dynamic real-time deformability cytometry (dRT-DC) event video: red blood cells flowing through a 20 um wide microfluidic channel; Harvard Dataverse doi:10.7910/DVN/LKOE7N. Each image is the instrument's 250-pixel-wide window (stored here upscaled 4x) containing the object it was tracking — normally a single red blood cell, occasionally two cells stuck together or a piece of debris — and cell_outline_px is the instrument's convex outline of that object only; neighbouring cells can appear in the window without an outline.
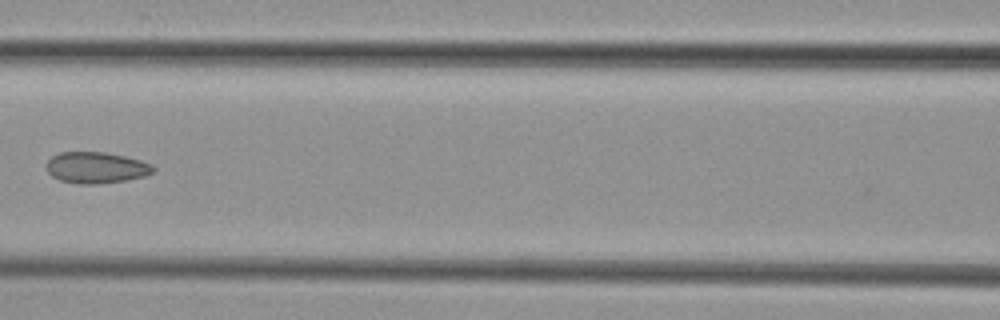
{"species": "common noctule bat (a hibernating species)", "species_latin": "Nyctalus noctula", "temperature_condition": "cold", "stored_images_in_passage": 8, "camera_frame_rate_fps": 3000, "um_per_image_px": 0.085, "animal": {"sex": "female", "body_mass_g": 29.2, "forearm_length_mm": 56.3}, "frame": {"image": 1, "passage_image": 7, "time_ms": 7.333, "image_size_px": [1000, 320], "cell_outline_px": [[156, 168], [152, 172], [144, 176], [128, 180], [96, 184], [76, 184], [60, 180], [52, 176], [48, 172], [44, 164], [52, 156], [60, 152], [104, 152], [124, 156], [140, 160], [152, 164]], "centroid_in_image_um": [8.15, 14.25], "position_along_channel_um": 158.5, "area_um2": 19.59}}
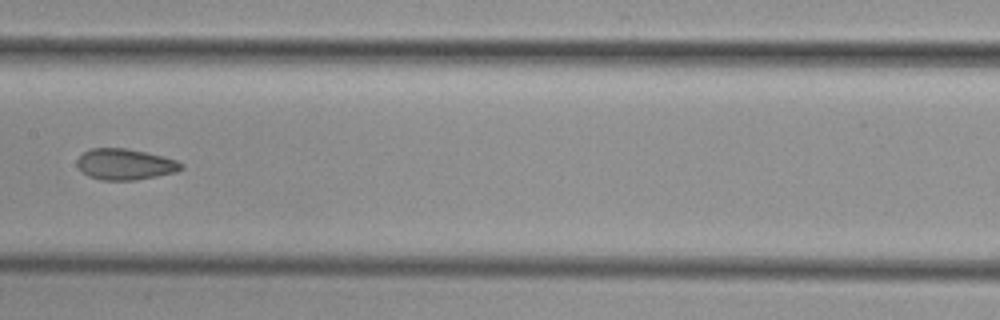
{"frame": {"image": 2, "passage_image": 8, "time_ms": 8.333, "image_size_px": [1000, 320], "cell_outline_px": [[184, 168], [176, 172], [136, 180], [100, 180], [88, 176], [76, 164], [76, 160], [84, 152], [92, 148], [128, 148], [176, 160], [184, 164]], "centroid_in_image_um": [10.63, 13.97], "position_along_channel_um": 196.8, "area_um2": 18.73}}